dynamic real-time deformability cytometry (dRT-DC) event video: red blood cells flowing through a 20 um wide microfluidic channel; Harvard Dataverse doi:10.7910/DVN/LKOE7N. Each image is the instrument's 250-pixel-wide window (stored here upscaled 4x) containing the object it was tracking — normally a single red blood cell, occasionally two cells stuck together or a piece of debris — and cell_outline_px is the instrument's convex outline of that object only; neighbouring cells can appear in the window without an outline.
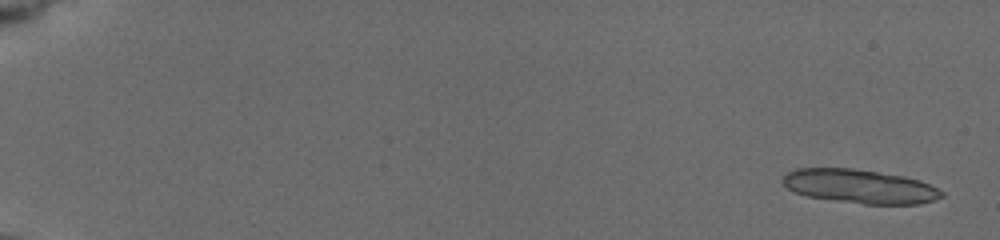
{"species": "common noctule bat (a hibernating species)", "species_latin": "Nyctalus noctula", "temperature_condition": "cold", "stored_images_in_passage": 12, "segment_of_instrument_passage": [1, 2], "camera_frame_rate_fps": 3000, "um_per_image_px": 0.085, "animal": {"sex": "female", "body_mass_g": 19.5, "forearm_length_mm": 54.1}, "frame": {"image": 1, "passage_image": 1, "time_ms": 0.0, "image_size_px": [1000, 240], "cell_outline_px": [[944, 196], [920, 204], [864, 204], [808, 196], [796, 192], [788, 188], [780, 180], [788, 172], [796, 168], [852, 168], [904, 176], [920, 180], [944, 192]], "centroid_in_image_um": [73.08, 15.83], "position_along_channel_um": 11.9, "area_um2": 31.15}}